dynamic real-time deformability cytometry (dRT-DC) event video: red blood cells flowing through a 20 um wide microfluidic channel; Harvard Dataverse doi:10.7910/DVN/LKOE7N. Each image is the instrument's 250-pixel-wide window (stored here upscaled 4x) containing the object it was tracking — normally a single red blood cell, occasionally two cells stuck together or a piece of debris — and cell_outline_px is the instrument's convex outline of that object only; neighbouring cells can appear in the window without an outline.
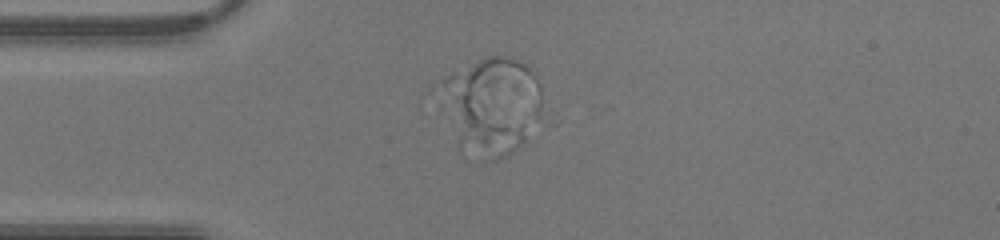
{"species": "human", "species_latin": "Homo sapiens", "temperature_condition": "warm", "stored_images_in_passage": 34, "camera_frame_rate_fps": 3000, "um_per_image_px": 0.085, "donor": {"sex": "male"}, "frame": {"image": 1, "passage_image": 1, "time_ms": 0.0, "image_size_px": [1000, 240], "cell_outline_px": [[556, 124], [512, 152], [496, 160], [492, 160], [460, 152], [444, 84], [444, 80], [452, 72], [488, 56], [508, 56], [524, 64], [536, 76], [556, 108]], "centroid_in_image_um": [42.28, 9.07], "position_along_channel_um": 42.7, "area_um2": 60.81}}
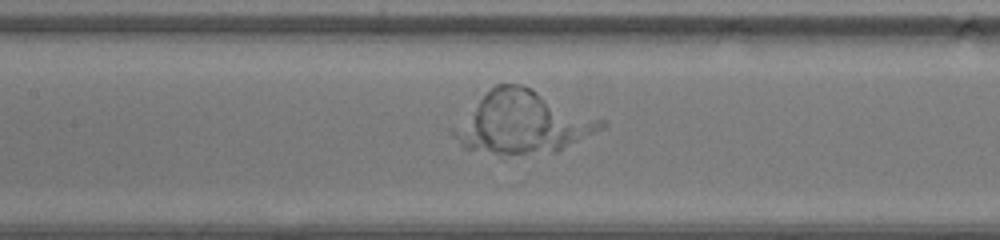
{"frame": {"image": 2, "passage_image": 10, "time_ms": 3.0, "image_size_px": [1000, 240], "cell_outline_px": [[608, 124], [604, 128], [556, 152], [496, 152], [464, 148], [452, 132], [452, 128], [496, 84], [520, 84], [532, 88], [608, 120]], "centroid_in_image_um": [44.55, 10.38], "position_along_channel_um": 162.8, "area_um2": 52.08}}
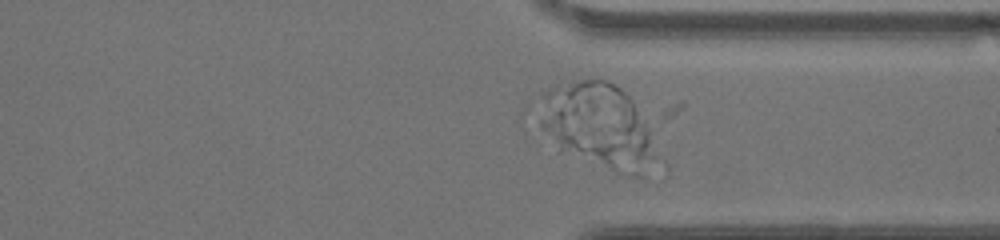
{"frame": {"image": 3, "passage_image": 23, "time_ms": 7.333, "image_size_px": [1000, 240], "cell_outline_px": [[652, 156], [644, 176], [628, 176], [616, 172], [560, 148], [540, 128], [540, 120], [544, 92], [552, 88], [580, 80], [604, 80], [620, 88], [632, 100], [648, 132]], "centroid_in_image_um": [50.79, 10.68], "position_along_channel_um": 360.6, "area_um2": 55.14}}